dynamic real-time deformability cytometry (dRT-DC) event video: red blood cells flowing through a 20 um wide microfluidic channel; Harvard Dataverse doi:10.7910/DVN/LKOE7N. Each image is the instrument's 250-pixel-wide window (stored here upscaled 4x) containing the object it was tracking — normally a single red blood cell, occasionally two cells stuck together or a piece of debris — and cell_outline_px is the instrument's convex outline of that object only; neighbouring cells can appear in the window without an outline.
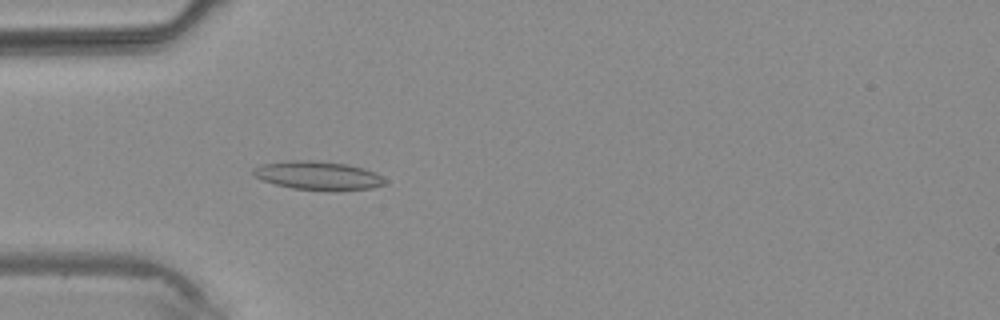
{"species": "common noctule bat (a hibernating species)", "species_latin": "Nyctalus noctula", "temperature_condition": "warm", "stored_images_in_passage": 2, "camera_frame_rate_fps": 3000, "um_per_image_px": 0.085, "animal": {"sex": "male", "body_mass_g": 20.4}, "frame": {"image": 1, "passage_image": 2, "time_ms": 1.0, "image_size_px": [1000, 320], "cell_outline_px": [[388, 180], [384, 184], [372, 188], [336, 192], [332, 192], [292, 188], [276, 184], [252, 176], [252, 168], [260, 164], [284, 160], [312, 160], [344, 164], [364, 168]], "centroid_in_image_um": [27.0, 14.93], "position_along_channel_um": 58.0, "area_um2": 22.31}}